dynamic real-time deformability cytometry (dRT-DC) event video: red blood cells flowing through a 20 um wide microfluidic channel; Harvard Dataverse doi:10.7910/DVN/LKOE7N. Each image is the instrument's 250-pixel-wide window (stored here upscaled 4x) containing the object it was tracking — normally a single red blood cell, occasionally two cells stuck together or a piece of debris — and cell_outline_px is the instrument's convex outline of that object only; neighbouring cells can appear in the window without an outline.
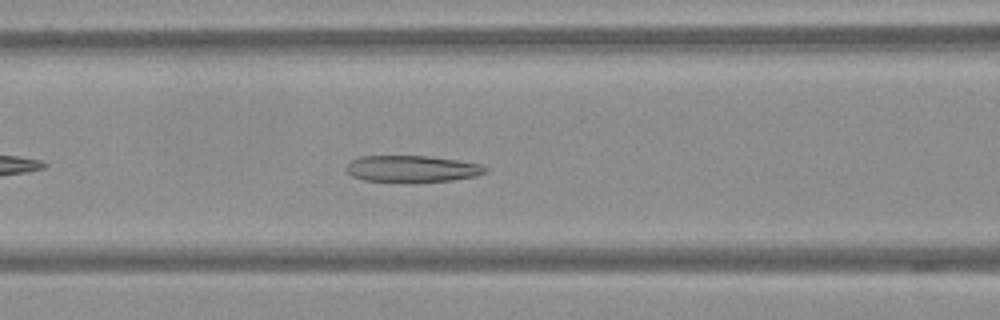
{"species": "Egyptian fruit bat (a non-hibernating species)", "species_latin": "Rousettus aegyptiacus", "temperature_condition": "warm", "stored_images_in_passage": 46, "camera_frame_rate_fps": 3000, "um_per_image_px": 0.085, "frame": {"image": 1, "passage_image": 11, "time_ms": 3.333, "image_size_px": [1000, 320], "cell_outline_px": [[488, 172], [476, 176], [456, 180], [408, 184], [364, 180], [352, 176], [344, 168], [352, 160], [360, 156], [428, 156], [460, 160], [484, 164], [488, 168]], "centroid_in_image_um": [35.08, 14.38], "position_along_channel_um": 131.5, "area_um2": 22.48}}
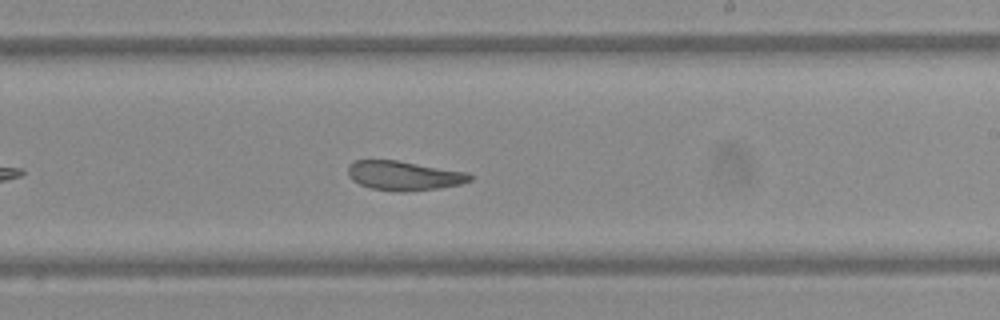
{"frame": {"image": 2, "passage_image": 22, "time_ms": 7.0, "image_size_px": [1000, 320], "cell_outline_px": [[472, 180], [460, 184], [440, 188], [408, 192], [400, 192], [372, 188], [360, 184], [352, 180], [348, 176], [348, 164], [356, 160], [396, 160], [468, 172], [472, 176]], "centroid_in_image_um": [34.34, 14.93], "position_along_channel_um": 254.7, "area_um2": 20.92}}
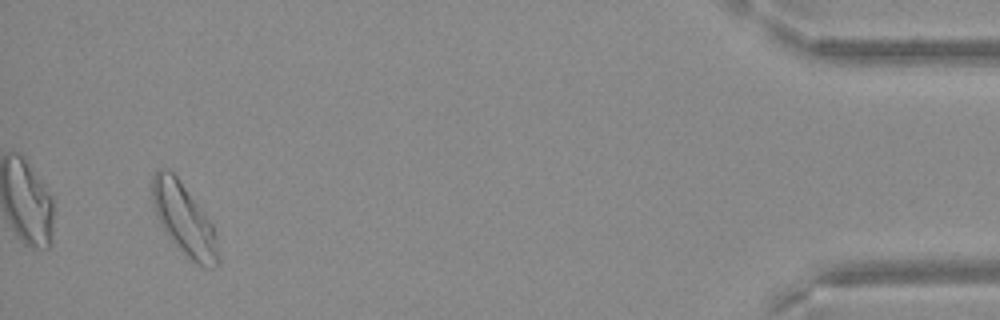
{"frame": {"image": 3, "passage_image": 43, "time_ms": 14.0, "image_size_px": [1000, 320], "cell_outline_px": [[220, 260], [212, 268], [204, 268], [196, 264], [168, 236], [160, 224], [156, 216], [152, 200], [152, 176], [156, 168], [168, 168], [176, 176], [212, 224], [216, 236]], "centroid_in_image_um": [15.62, 18.63], "position_along_channel_um": 419.6, "area_um2": 27.05}}